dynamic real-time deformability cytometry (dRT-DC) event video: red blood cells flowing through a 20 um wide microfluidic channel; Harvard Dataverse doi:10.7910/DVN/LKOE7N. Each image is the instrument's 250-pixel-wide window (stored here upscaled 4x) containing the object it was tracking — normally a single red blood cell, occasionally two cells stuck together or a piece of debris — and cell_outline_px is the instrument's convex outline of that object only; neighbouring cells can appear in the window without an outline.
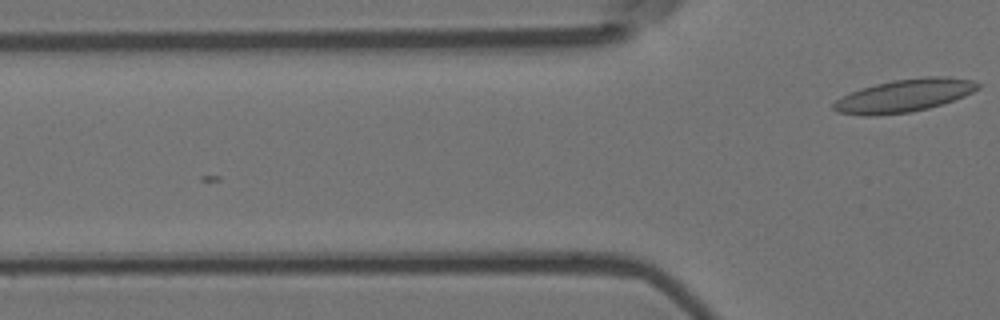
{"species": "Egyptian fruit bat (a non-hibernating species)", "species_latin": "Rousettus aegyptiacus", "temperature_condition": "room temperature", "stored_images_in_passage": 2, "camera_frame_rate_fps": 3000, "um_per_image_px": 0.085, "animal": {"sex": "female"}, "frame": {"image": 1, "passage_image": 2, "time_ms": 0.333, "image_size_px": [1000, 320], "cell_outline_px": [[980, 88], [964, 96], [928, 108], [908, 112], [872, 116], [864, 116], [836, 112], [832, 108], [832, 104], [836, 100], [860, 88], [892, 80], [924, 76], [948, 76], [972, 80], [980, 84]], "centroid_in_image_um": [76.85, 8.12], "position_along_channel_um": 48.9, "area_um2": 27.51}}